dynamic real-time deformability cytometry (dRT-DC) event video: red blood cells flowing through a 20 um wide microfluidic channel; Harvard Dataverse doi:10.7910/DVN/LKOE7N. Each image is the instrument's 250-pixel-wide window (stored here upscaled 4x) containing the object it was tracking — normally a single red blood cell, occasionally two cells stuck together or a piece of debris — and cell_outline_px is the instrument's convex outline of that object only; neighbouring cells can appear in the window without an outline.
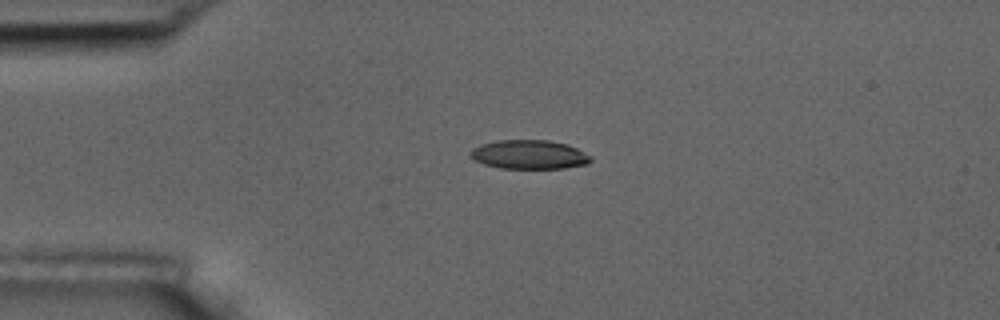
{"species": "common noctule bat (a hibernating species)", "species_latin": "Nyctalus noctula", "temperature_condition": "room temperature", "stored_images_in_passage": 3, "camera_frame_rate_fps": 3000, "um_per_image_px": 0.085, "animal": {"sex": "male", "body_mass_g": 17.5, "forearm_length_mm": 52.3}, "frame": {"image": 1, "passage_image": 1, "time_ms": 0.0, "image_size_px": [1000, 320], "cell_outline_px": [[592, 160], [588, 164], [564, 168], [500, 168], [484, 164], [476, 160], [468, 152], [472, 148], [480, 144], [496, 140], [548, 140], [568, 144], [592, 156]], "centroid_in_image_um": [44.99, 13.13], "position_along_channel_um": 40.0, "area_um2": 20.4}}